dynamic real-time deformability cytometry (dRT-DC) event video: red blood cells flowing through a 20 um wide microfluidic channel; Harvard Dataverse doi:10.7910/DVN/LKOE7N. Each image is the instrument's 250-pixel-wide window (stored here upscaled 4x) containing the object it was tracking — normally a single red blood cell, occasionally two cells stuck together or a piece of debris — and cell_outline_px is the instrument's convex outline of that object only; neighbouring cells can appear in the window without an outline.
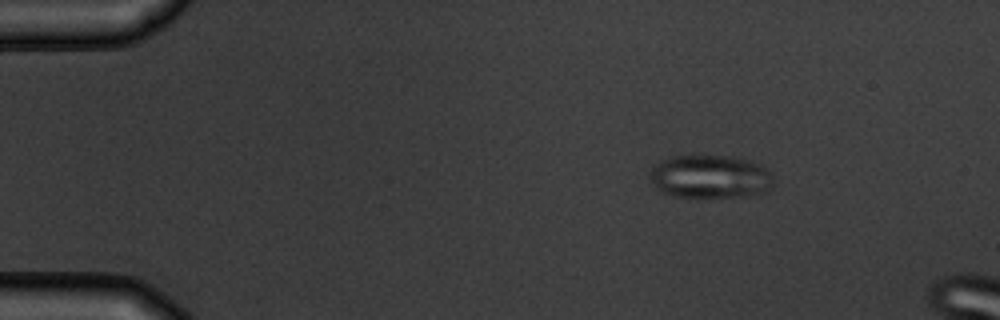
{"species": "common noctule bat (a hibernating species)", "species_latin": "Nyctalus noctula", "temperature_condition": "warm", "stored_images_in_passage": 6, "camera_frame_rate_fps": 3000, "um_per_image_px": 0.085, "animal": {"sex": "male", "body_mass_g": 19.5, "forearm_length_mm": 54.6}, "frame": {"image": 1, "passage_image": 3, "time_ms": 2.333, "image_size_px": [1000, 320], "cell_outline_px": [[772, 184], [764, 192], [736, 196], [672, 196], [656, 188], [648, 176], [648, 172], [660, 160], [672, 156], [692, 152], [704, 152], [736, 156], [752, 160], [760, 164], [772, 172]], "centroid_in_image_um": [60.32, 14.92], "position_along_channel_um": 24.7, "area_um2": 32.14}}